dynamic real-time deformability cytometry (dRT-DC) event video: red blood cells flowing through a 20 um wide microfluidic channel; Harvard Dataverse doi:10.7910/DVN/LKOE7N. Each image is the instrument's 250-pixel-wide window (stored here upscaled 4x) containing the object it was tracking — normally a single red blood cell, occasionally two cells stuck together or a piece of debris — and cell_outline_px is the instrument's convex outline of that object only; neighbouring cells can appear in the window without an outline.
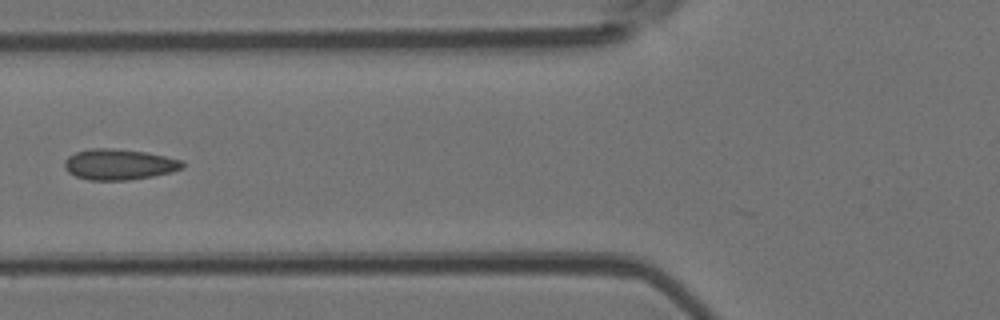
{"species": "Egyptian fruit bat (a non-hibernating species)", "species_latin": "Rousettus aegyptiacus", "temperature_condition": "room temperature", "stored_images_in_passage": 6, "camera_frame_rate_fps": 3000, "um_per_image_px": 0.085, "animal": {"sex": "female"}, "frame": {"image": 1, "passage_image": 5, "time_ms": 4.667, "image_size_px": [1000, 320], "cell_outline_px": [[184, 168], [172, 172], [152, 176], [128, 180], [88, 180], [76, 176], [68, 172], [64, 168], [64, 160], [68, 156], [76, 152], [92, 148], [112, 148], [144, 152], [184, 160]], "centroid_in_image_um": [10.12, 13.98], "position_along_channel_um": 115.7, "area_um2": 21.21}}
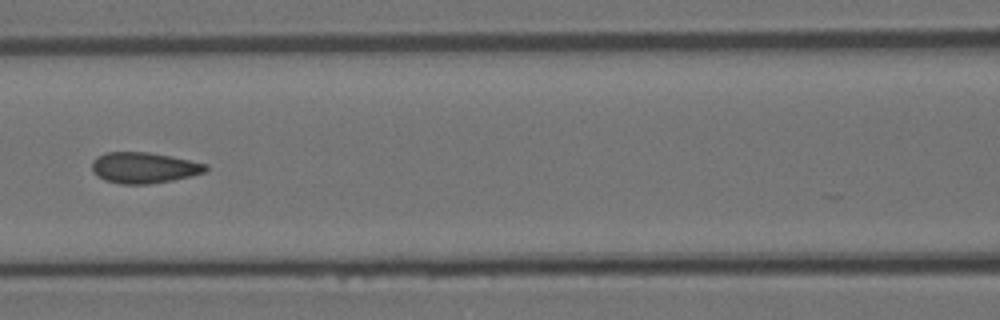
{"frame": {"image": 2, "passage_image": 6, "time_ms": 5.667, "image_size_px": [1000, 320], "cell_outline_px": [[208, 168], [204, 172], [192, 176], [172, 180], [148, 184], [120, 184], [104, 180], [96, 176], [92, 172], [92, 160], [96, 156], [104, 152], [148, 152], [208, 164]], "centroid_in_image_um": [12.18, 14.26], "position_along_channel_um": 154.4, "area_um2": 20.58}}